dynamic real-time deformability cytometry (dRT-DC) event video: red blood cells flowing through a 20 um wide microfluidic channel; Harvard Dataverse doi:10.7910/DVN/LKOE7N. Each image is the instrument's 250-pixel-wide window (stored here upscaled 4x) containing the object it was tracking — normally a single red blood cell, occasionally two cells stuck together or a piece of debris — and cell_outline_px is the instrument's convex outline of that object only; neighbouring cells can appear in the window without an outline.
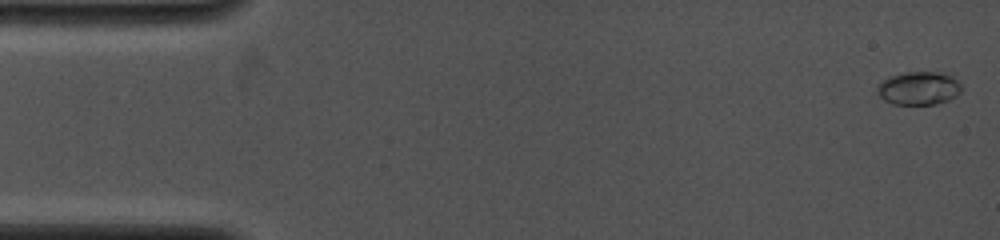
{"species": "common noctule bat (a hibernating species)", "species_latin": "Nyctalus noctula", "temperature_condition": "cold", "stored_images_in_passage": 6, "camera_frame_rate_fps": 4000, "um_per_image_px": 0.085, "animal": {"sex": "female", "body_mass_g": 19.0, "forearm_length_mm": 53.3}, "frame": {"image": 1, "passage_image": 1, "time_ms": 0.0, "image_size_px": [1000, 240], "cell_outline_px": [[960, 92], [956, 96], [948, 100], [936, 104], [892, 104], [884, 100], [876, 92], [876, 84], [888, 76], [900, 72], [952, 72], [960, 84]], "centroid_in_image_um": [78.08, 7.47], "position_along_channel_um": 6.9, "area_um2": 16.82}}